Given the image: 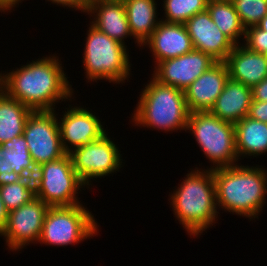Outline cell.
Segmentation results:
<instances>
[{
	"label": "cell",
	"mask_w": 267,
	"mask_h": 266,
	"mask_svg": "<svg viewBox=\"0 0 267 266\" xmlns=\"http://www.w3.org/2000/svg\"><path fill=\"white\" fill-rule=\"evenodd\" d=\"M260 167L236 164L213 169L217 208L258 218L267 200V169Z\"/></svg>",
	"instance_id": "2"
},
{
	"label": "cell",
	"mask_w": 267,
	"mask_h": 266,
	"mask_svg": "<svg viewBox=\"0 0 267 266\" xmlns=\"http://www.w3.org/2000/svg\"><path fill=\"white\" fill-rule=\"evenodd\" d=\"M248 117L267 123V102L252 100Z\"/></svg>",
	"instance_id": "30"
},
{
	"label": "cell",
	"mask_w": 267,
	"mask_h": 266,
	"mask_svg": "<svg viewBox=\"0 0 267 266\" xmlns=\"http://www.w3.org/2000/svg\"><path fill=\"white\" fill-rule=\"evenodd\" d=\"M49 2L56 4V5H62L64 7L74 8L75 11L79 10L81 12H86L87 4L83 0H48Z\"/></svg>",
	"instance_id": "32"
},
{
	"label": "cell",
	"mask_w": 267,
	"mask_h": 266,
	"mask_svg": "<svg viewBox=\"0 0 267 266\" xmlns=\"http://www.w3.org/2000/svg\"><path fill=\"white\" fill-rule=\"evenodd\" d=\"M2 147L10 149V166L13 171L23 178H33L37 173V166L28 150V146L23 135L15 136L11 140L1 144Z\"/></svg>",
	"instance_id": "24"
},
{
	"label": "cell",
	"mask_w": 267,
	"mask_h": 266,
	"mask_svg": "<svg viewBox=\"0 0 267 266\" xmlns=\"http://www.w3.org/2000/svg\"><path fill=\"white\" fill-rule=\"evenodd\" d=\"M9 211L6 209L0 195V235L5 230L8 223Z\"/></svg>",
	"instance_id": "33"
},
{
	"label": "cell",
	"mask_w": 267,
	"mask_h": 266,
	"mask_svg": "<svg viewBox=\"0 0 267 266\" xmlns=\"http://www.w3.org/2000/svg\"><path fill=\"white\" fill-rule=\"evenodd\" d=\"M148 46L158 62L176 58L193 49L185 24L160 21L150 38L142 45Z\"/></svg>",
	"instance_id": "16"
},
{
	"label": "cell",
	"mask_w": 267,
	"mask_h": 266,
	"mask_svg": "<svg viewBox=\"0 0 267 266\" xmlns=\"http://www.w3.org/2000/svg\"><path fill=\"white\" fill-rule=\"evenodd\" d=\"M56 115L55 110L33 111L26 121L23 136L37 167L67 154L62 146Z\"/></svg>",
	"instance_id": "10"
},
{
	"label": "cell",
	"mask_w": 267,
	"mask_h": 266,
	"mask_svg": "<svg viewBox=\"0 0 267 266\" xmlns=\"http://www.w3.org/2000/svg\"><path fill=\"white\" fill-rule=\"evenodd\" d=\"M224 63L230 79L251 88L267 77V55L250 51L243 44L235 45Z\"/></svg>",
	"instance_id": "18"
},
{
	"label": "cell",
	"mask_w": 267,
	"mask_h": 266,
	"mask_svg": "<svg viewBox=\"0 0 267 266\" xmlns=\"http://www.w3.org/2000/svg\"><path fill=\"white\" fill-rule=\"evenodd\" d=\"M33 112L0 89V145L23 135L26 121Z\"/></svg>",
	"instance_id": "22"
},
{
	"label": "cell",
	"mask_w": 267,
	"mask_h": 266,
	"mask_svg": "<svg viewBox=\"0 0 267 266\" xmlns=\"http://www.w3.org/2000/svg\"><path fill=\"white\" fill-rule=\"evenodd\" d=\"M0 195L9 212L21 207L35 197L33 178H23L16 183L0 186Z\"/></svg>",
	"instance_id": "26"
},
{
	"label": "cell",
	"mask_w": 267,
	"mask_h": 266,
	"mask_svg": "<svg viewBox=\"0 0 267 266\" xmlns=\"http://www.w3.org/2000/svg\"><path fill=\"white\" fill-rule=\"evenodd\" d=\"M187 130L193 133L206 158L213 163L210 169L238 163L233 123L219 119L210 111L190 112Z\"/></svg>",
	"instance_id": "6"
},
{
	"label": "cell",
	"mask_w": 267,
	"mask_h": 266,
	"mask_svg": "<svg viewBox=\"0 0 267 266\" xmlns=\"http://www.w3.org/2000/svg\"><path fill=\"white\" fill-rule=\"evenodd\" d=\"M170 195L173 214L188 235L198 237L216 223L219 212L213 169L195 168Z\"/></svg>",
	"instance_id": "3"
},
{
	"label": "cell",
	"mask_w": 267,
	"mask_h": 266,
	"mask_svg": "<svg viewBox=\"0 0 267 266\" xmlns=\"http://www.w3.org/2000/svg\"><path fill=\"white\" fill-rule=\"evenodd\" d=\"M206 10L222 33L229 37L236 45L241 44L239 40L245 37V28L231 1L209 0Z\"/></svg>",
	"instance_id": "23"
},
{
	"label": "cell",
	"mask_w": 267,
	"mask_h": 266,
	"mask_svg": "<svg viewBox=\"0 0 267 266\" xmlns=\"http://www.w3.org/2000/svg\"><path fill=\"white\" fill-rule=\"evenodd\" d=\"M150 80L139 95L132 122L165 133L174 130L186 132L190 112L184 91L159 83L153 77Z\"/></svg>",
	"instance_id": "4"
},
{
	"label": "cell",
	"mask_w": 267,
	"mask_h": 266,
	"mask_svg": "<svg viewBox=\"0 0 267 266\" xmlns=\"http://www.w3.org/2000/svg\"><path fill=\"white\" fill-rule=\"evenodd\" d=\"M96 222L90 210L83 204L49 207L39 243L57 247L74 246L99 233Z\"/></svg>",
	"instance_id": "8"
},
{
	"label": "cell",
	"mask_w": 267,
	"mask_h": 266,
	"mask_svg": "<svg viewBox=\"0 0 267 266\" xmlns=\"http://www.w3.org/2000/svg\"><path fill=\"white\" fill-rule=\"evenodd\" d=\"M251 102V87L229 78L210 112L223 121L236 124L248 116Z\"/></svg>",
	"instance_id": "19"
},
{
	"label": "cell",
	"mask_w": 267,
	"mask_h": 266,
	"mask_svg": "<svg viewBox=\"0 0 267 266\" xmlns=\"http://www.w3.org/2000/svg\"><path fill=\"white\" fill-rule=\"evenodd\" d=\"M234 127L238 159L267 152V123L246 116Z\"/></svg>",
	"instance_id": "21"
},
{
	"label": "cell",
	"mask_w": 267,
	"mask_h": 266,
	"mask_svg": "<svg viewBox=\"0 0 267 266\" xmlns=\"http://www.w3.org/2000/svg\"><path fill=\"white\" fill-rule=\"evenodd\" d=\"M209 0H164V19L167 23L185 24L197 13L206 11Z\"/></svg>",
	"instance_id": "25"
},
{
	"label": "cell",
	"mask_w": 267,
	"mask_h": 266,
	"mask_svg": "<svg viewBox=\"0 0 267 266\" xmlns=\"http://www.w3.org/2000/svg\"><path fill=\"white\" fill-rule=\"evenodd\" d=\"M49 206L37 197L9 212L8 223L0 236L11 251H20L30 243L39 242Z\"/></svg>",
	"instance_id": "11"
},
{
	"label": "cell",
	"mask_w": 267,
	"mask_h": 266,
	"mask_svg": "<svg viewBox=\"0 0 267 266\" xmlns=\"http://www.w3.org/2000/svg\"><path fill=\"white\" fill-rule=\"evenodd\" d=\"M69 108H66L67 111L63 113L61 121L58 120L62 146L67 154L99 139L106 133L102 122L95 113H92V109L90 111L82 106H69Z\"/></svg>",
	"instance_id": "13"
},
{
	"label": "cell",
	"mask_w": 267,
	"mask_h": 266,
	"mask_svg": "<svg viewBox=\"0 0 267 266\" xmlns=\"http://www.w3.org/2000/svg\"><path fill=\"white\" fill-rule=\"evenodd\" d=\"M229 79L224 61H217L184 91L189 112L210 111Z\"/></svg>",
	"instance_id": "15"
},
{
	"label": "cell",
	"mask_w": 267,
	"mask_h": 266,
	"mask_svg": "<svg viewBox=\"0 0 267 266\" xmlns=\"http://www.w3.org/2000/svg\"><path fill=\"white\" fill-rule=\"evenodd\" d=\"M107 132L99 139L70 152L73 168L82 182L89 188L91 179L108 176L122 165L121 151ZM89 185V186H88Z\"/></svg>",
	"instance_id": "9"
},
{
	"label": "cell",
	"mask_w": 267,
	"mask_h": 266,
	"mask_svg": "<svg viewBox=\"0 0 267 266\" xmlns=\"http://www.w3.org/2000/svg\"><path fill=\"white\" fill-rule=\"evenodd\" d=\"M85 13L93 19L90 24L120 43L126 45L125 39L132 37L122 0H93Z\"/></svg>",
	"instance_id": "17"
},
{
	"label": "cell",
	"mask_w": 267,
	"mask_h": 266,
	"mask_svg": "<svg viewBox=\"0 0 267 266\" xmlns=\"http://www.w3.org/2000/svg\"><path fill=\"white\" fill-rule=\"evenodd\" d=\"M126 9L127 20L135 44L142 45L150 38L161 20L157 15L155 0H122Z\"/></svg>",
	"instance_id": "20"
},
{
	"label": "cell",
	"mask_w": 267,
	"mask_h": 266,
	"mask_svg": "<svg viewBox=\"0 0 267 266\" xmlns=\"http://www.w3.org/2000/svg\"><path fill=\"white\" fill-rule=\"evenodd\" d=\"M216 62L211 55L193 48L184 55L158 62L151 75L159 83L185 91Z\"/></svg>",
	"instance_id": "12"
},
{
	"label": "cell",
	"mask_w": 267,
	"mask_h": 266,
	"mask_svg": "<svg viewBox=\"0 0 267 266\" xmlns=\"http://www.w3.org/2000/svg\"><path fill=\"white\" fill-rule=\"evenodd\" d=\"M243 27L256 26L267 14V0H231Z\"/></svg>",
	"instance_id": "27"
},
{
	"label": "cell",
	"mask_w": 267,
	"mask_h": 266,
	"mask_svg": "<svg viewBox=\"0 0 267 266\" xmlns=\"http://www.w3.org/2000/svg\"><path fill=\"white\" fill-rule=\"evenodd\" d=\"M242 40V44L250 51L267 55V14L256 26L245 29Z\"/></svg>",
	"instance_id": "28"
},
{
	"label": "cell",
	"mask_w": 267,
	"mask_h": 266,
	"mask_svg": "<svg viewBox=\"0 0 267 266\" xmlns=\"http://www.w3.org/2000/svg\"><path fill=\"white\" fill-rule=\"evenodd\" d=\"M33 181L35 197L49 207L81 204L76 194L86 187L73 168L70 154L39 165Z\"/></svg>",
	"instance_id": "7"
},
{
	"label": "cell",
	"mask_w": 267,
	"mask_h": 266,
	"mask_svg": "<svg viewBox=\"0 0 267 266\" xmlns=\"http://www.w3.org/2000/svg\"><path fill=\"white\" fill-rule=\"evenodd\" d=\"M86 4H88L89 2L93 1V0H83Z\"/></svg>",
	"instance_id": "35"
},
{
	"label": "cell",
	"mask_w": 267,
	"mask_h": 266,
	"mask_svg": "<svg viewBox=\"0 0 267 266\" xmlns=\"http://www.w3.org/2000/svg\"><path fill=\"white\" fill-rule=\"evenodd\" d=\"M61 65L55 55L29 61L17 70L1 72L0 87L33 111L55 110L57 102L72 100L74 93Z\"/></svg>",
	"instance_id": "1"
},
{
	"label": "cell",
	"mask_w": 267,
	"mask_h": 266,
	"mask_svg": "<svg viewBox=\"0 0 267 266\" xmlns=\"http://www.w3.org/2000/svg\"><path fill=\"white\" fill-rule=\"evenodd\" d=\"M85 40L83 65L90 81L120 84L129 80L131 64L127 46L99 31L92 24Z\"/></svg>",
	"instance_id": "5"
},
{
	"label": "cell",
	"mask_w": 267,
	"mask_h": 266,
	"mask_svg": "<svg viewBox=\"0 0 267 266\" xmlns=\"http://www.w3.org/2000/svg\"><path fill=\"white\" fill-rule=\"evenodd\" d=\"M10 149L7 150L0 145V186L16 183L23 177L13 171L10 166Z\"/></svg>",
	"instance_id": "29"
},
{
	"label": "cell",
	"mask_w": 267,
	"mask_h": 266,
	"mask_svg": "<svg viewBox=\"0 0 267 266\" xmlns=\"http://www.w3.org/2000/svg\"><path fill=\"white\" fill-rule=\"evenodd\" d=\"M24 0H0V10L2 12H11V9L13 10V7L19 5L20 2Z\"/></svg>",
	"instance_id": "34"
},
{
	"label": "cell",
	"mask_w": 267,
	"mask_h": 266,
	"mask_svg": "<svg viewBox=\"0 0 267 266\" xmlns=\"http://www.w3.org/2000/svg\"><path fill=\"white\" fill-rule=\"evenodd\" d=\"M194 49L224 61L235 43L215 25L208 11L197 13L185 22Z\"/></svg>",
	"instance_id": "14"
},
{
	"label": "cell",
	"mask_w": 267,
	"mask_h": 266,
	"mask_svg": "<svg viewBox=\"0 0 267 266\" xmlns=\"http://www.w3.org/2000/svg\"><path fill=\"white\" fill-rule=\"evenodd\" d=\"M252 100L267 102V77L252 88Z\"/></svg>",
	"instance_id": "31"
}]
</instances>
